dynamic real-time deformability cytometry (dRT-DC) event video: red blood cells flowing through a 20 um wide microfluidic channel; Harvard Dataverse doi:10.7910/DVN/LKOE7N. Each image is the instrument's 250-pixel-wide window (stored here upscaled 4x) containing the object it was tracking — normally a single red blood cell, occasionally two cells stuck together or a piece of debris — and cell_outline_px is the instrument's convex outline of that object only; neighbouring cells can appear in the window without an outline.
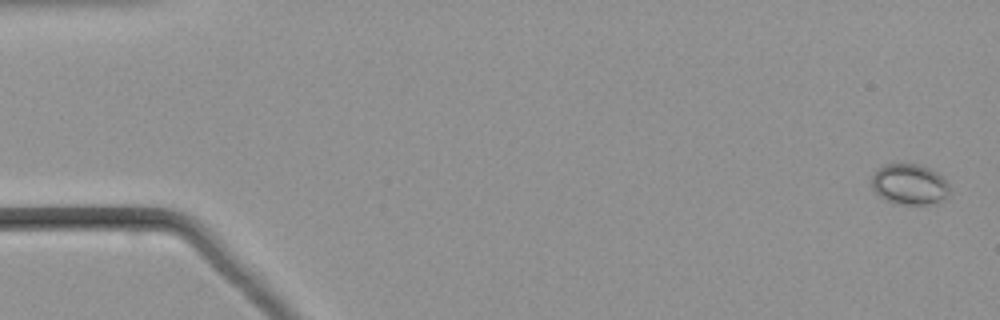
{"species": "common noctule bat (a hibernating species)", "species_latin": "Nyctalus noctula", "temperature_condition": "warm", "stored_images_in_passage": 14, "camera_frame_rate_fps": 3000, "um_per_image_px": 0.085, "animal": {"sex": "male", "body_mass_g": 21.5, "forearm_length_mm": 52.0}, "frame": {"image": 1, "passage_image": 1, "time_ms": 0.0, "image_size_px": [1000, 320], "cell_outline_px": [[948, 196], [944, 200], [936, 204], [904, 204], [884, 200], [872, 188], [872, 176], [876, 168], [884, 164], [920, 164], [936, 172], [948, 184]], "centroid_in_image_um": [77.29, 15.67], "position_along_channel_um": 7.7, "area_um2": 18.5}}